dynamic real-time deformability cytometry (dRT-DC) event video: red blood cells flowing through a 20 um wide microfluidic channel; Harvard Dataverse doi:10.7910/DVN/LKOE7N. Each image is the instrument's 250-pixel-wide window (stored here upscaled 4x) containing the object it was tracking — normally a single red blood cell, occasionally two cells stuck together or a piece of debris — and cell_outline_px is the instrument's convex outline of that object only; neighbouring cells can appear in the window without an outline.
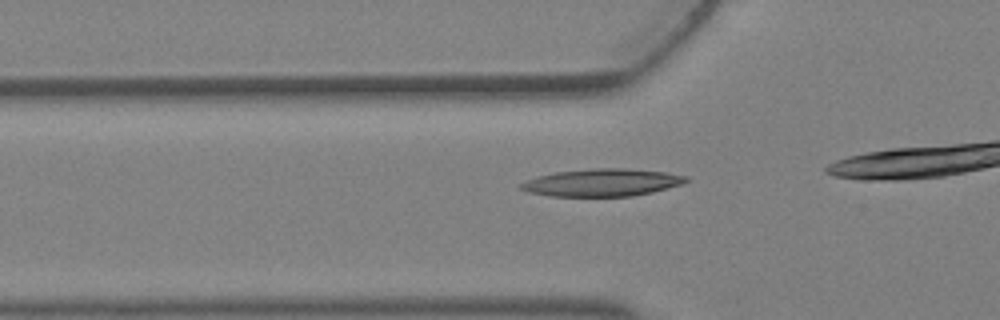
{"species": "Egyptian fruit bat (a non-hibernating species)", "species_latin": "Rousettus aegyptiacus", "temperature_condition": "warm", "stored_images_in_passage": 5, "camera_frame_rate_fps": 3000, "um_per_image_px": 0.085, "animal": {"sex": "female"}, "frame": {"image": 1, "passage_image": 5, "time_ms": 1.333, "image_size_px": [1000, 320], "cell_outline_px": [[688, 180], [680, 184], [652, 192], [632, 196], [552, 196], [528, 192], [520, 188], [520, 184], [528, 180], [540, 176], [556, 172], [592, 168], [624, 168], [664, 172], [688, 176]], "centroid_in_image_um": [51.18, 15.51], "position_along_channel_um": 74.6, "area_um2": 26.07}}